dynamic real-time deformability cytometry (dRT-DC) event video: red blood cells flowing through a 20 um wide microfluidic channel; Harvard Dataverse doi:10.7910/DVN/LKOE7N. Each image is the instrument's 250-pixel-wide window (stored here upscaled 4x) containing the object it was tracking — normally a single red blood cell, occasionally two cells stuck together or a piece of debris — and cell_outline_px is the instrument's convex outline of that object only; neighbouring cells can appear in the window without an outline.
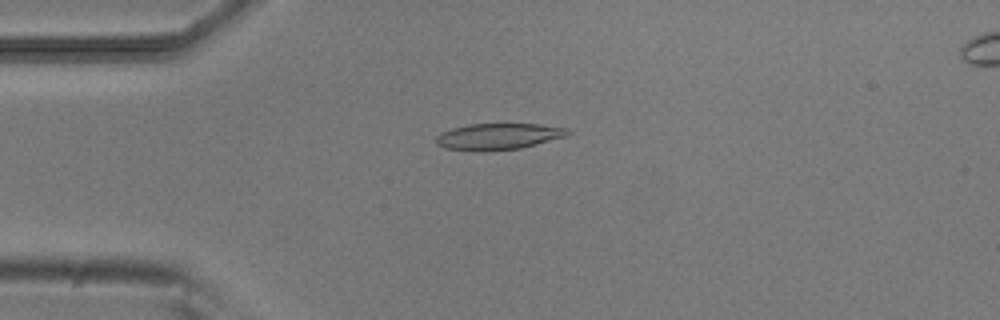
{"species": "common noctule bat (a hibernating species)", "species_latin": "Nyctalus noctula", "temperature_condition": "room temperature", "stored_images_in_passage": 51, "camera_frame_rate_fps": 3000, "um_per_image_px": 0.085, "animal": {"sex": "male", "body_mass_g": 20.5, "forearm_length_mm": 52.5}, "frame": {"image": 1, "passage_image": 12, "time_ms": 3.667, "image_size_px": [1000, 320], "cell_outline_px": [[572, 132], [564, 136], [536, 144], [520, 148], [488, 152], [472, 152], [444, 148], [436, 144], [436, 136], [440, 132], [452, 128], [468, 124], [540, 124], [568, 128]], "centroid_in_image_um": [42.29, 11.61], "position_along_channel_um": 42.7, "area_um2": 20.52}}
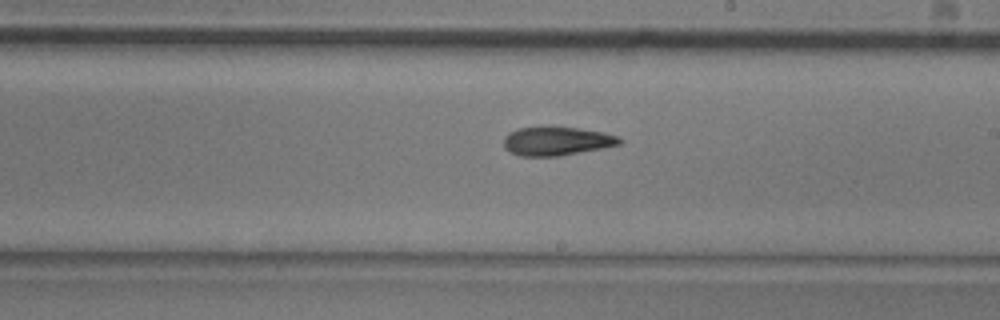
{"frame": {"image": 2, "passage_image": 29, "time_ms": 9.333, "image_size_px": [1000, 320], "cell_outline_px": [[624, 140], [620, 144], [560, 156], [520, 156], [508, 152], [504, 148], [504, 136], [508, 132], [516, 128], [580, 128], [604, 132], [620, 136]], "centroid_in_image_um": [47.31, 12.0], "position_along_channel_um": 241.7, "area_um2": 19.31}}
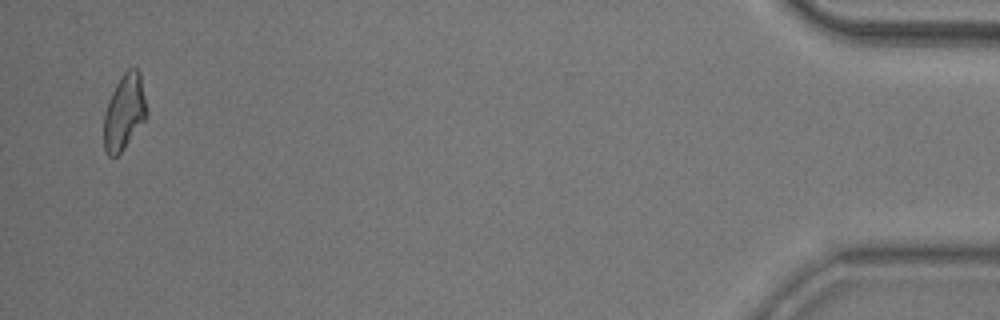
{"frame": {"image": 3, "passage_image": 50, "time_ms": 16.333, "image_size_px": [1000, 320], "cell_outline_px": [[148, 116], [124, 148], [116, 156], [108, 156], [104, 148], [104, 112], [108, 100], [120, 76], [128, 68], [136, 68], [140, 72], [148, 112]], "centroid_in_image_um": [10.57, 9.5], "position_along_channel_um": 424.6, "area_um2": 18.96}, "authors_computed_cell_mechanics": {"area_um2": 19.652, "velocity_mm_per_s": 3.852, "shape_relaxation_time_tau1_ms": null, "shape_relaxation_time_tau2_ms": 5.2206, "deformation_change_tau1": null, "deformation_change_tau2": 0.1451}}